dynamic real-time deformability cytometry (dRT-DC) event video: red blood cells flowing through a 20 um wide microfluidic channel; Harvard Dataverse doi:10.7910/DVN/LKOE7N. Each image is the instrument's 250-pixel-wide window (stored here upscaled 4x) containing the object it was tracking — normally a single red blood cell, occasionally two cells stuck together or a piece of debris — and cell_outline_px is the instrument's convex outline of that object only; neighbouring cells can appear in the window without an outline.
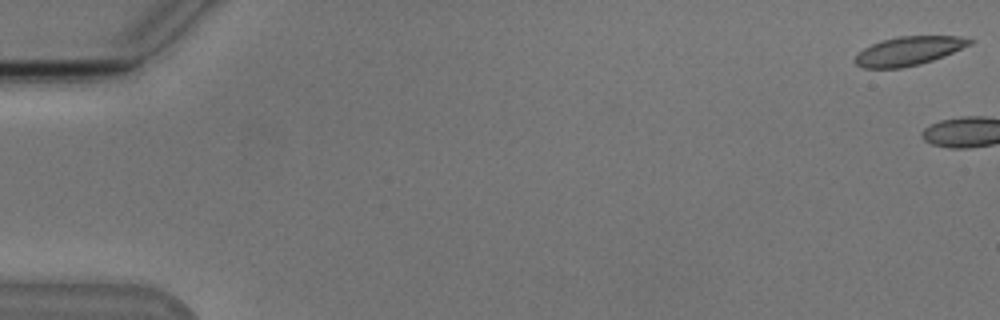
{"species": "Egyptian fruit bat (a non-hibernating species)", "species_latin": "Rousettus aegyptiacus", "temperature_condition": "cold", "stored_images_in_passage": 3, "camera_frame_rate_fps": 3000, "um_per_image_px": 0.085, "animal": {"sex": "male"}, "frame": {"image": 1, "passage_image": 1, "time_ms": 0.0, "image_size_px": [1000, 320], "cell_outline_px": [[976, 40], [972, 44], [944, 56], [920, 64], [900, 68], [864, 68], [856, 64], [852, 60], [864, 48], [872, 44], [884, 40], [900, 36], [956, 36]], "centroid_in_image_um": [77.26, 4.33], "position_along_channel_um": 7.7, "area_um2": 19.13}}